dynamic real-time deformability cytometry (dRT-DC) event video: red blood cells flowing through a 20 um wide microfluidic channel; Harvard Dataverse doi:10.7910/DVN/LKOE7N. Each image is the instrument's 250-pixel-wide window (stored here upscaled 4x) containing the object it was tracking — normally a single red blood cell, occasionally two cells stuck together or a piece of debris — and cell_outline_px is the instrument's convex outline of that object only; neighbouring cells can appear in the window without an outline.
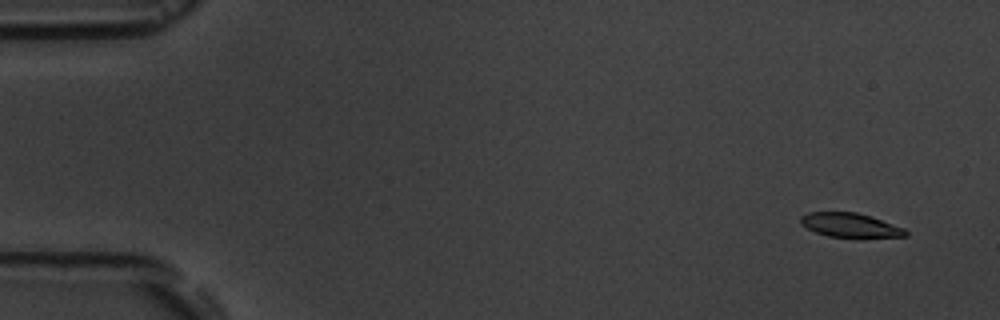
{"species": "common noctule bat (a hibernating species)", "species_latin": "Nyctalus noctula", "temperature_condition": "room temperature", "stored_images_in_passage": 4, "camera_frame_rate_fps": 3000, "um_per_image_px": 0.085, "animal": {"sex": "male", "body_mass_g": 19.5, "forearm_length_mm": 54.6}, "frame": {"image": 1, "passage_image": 1, "time_ms": 0.0, "image_size_px": [1000, 320], "cell_outline_px": [[908, 236], [860, 240], [828, 236], [816, 232], [800, 224], [800, 216], [808, 212], [856, 212], [872, 216], [904, 228], [908, 232]], "centroid_in_image_um": [72.33, 19.18], "position_along_channel_um": 12.7, "area_um2": 15.61}}
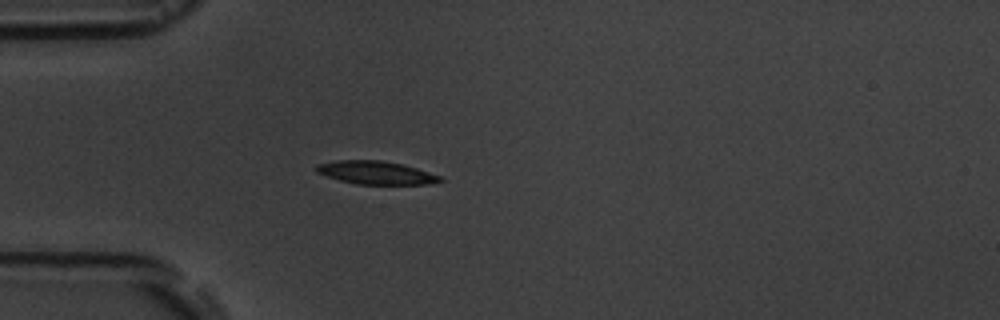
{"frame": {"image": 2, "passage_image": 4, "time_ms": 4.333, "image_size_px": [1000, 320], "cell_outline_px": [[444, 180], [428, 184], [356, 184], [340, 180], [316, 172], [316, 164], [340, 160], [380, 160], [404, 164], [440, 176]], "centroid_in_image_um": [31.95, 14.67], "position_along_channel_um": 53.0, "area_um2": 16.53}}